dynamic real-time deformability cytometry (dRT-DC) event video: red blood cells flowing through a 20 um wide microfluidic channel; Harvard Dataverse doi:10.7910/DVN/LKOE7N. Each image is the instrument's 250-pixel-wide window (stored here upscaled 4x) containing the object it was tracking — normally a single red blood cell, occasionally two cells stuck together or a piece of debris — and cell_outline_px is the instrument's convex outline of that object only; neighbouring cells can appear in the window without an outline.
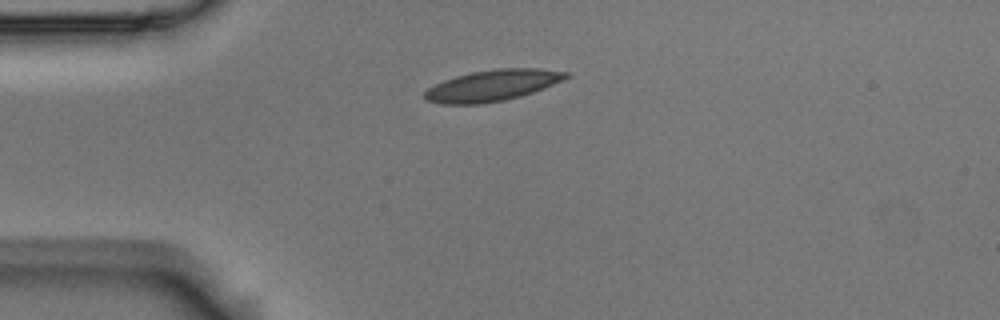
{"species": "Egyptian fruit bat (a non-hibernating species)", "species_latin": "Rousettus aegyptiacus", "temperature_condition": "room temperature", "stored_images_in_passage": 8, "camera_frame_rate_fps": 3000, "um_per_image_px": 0.085, "animal": {"sex": "male"}, "frame": {"image": 1, "passage_image": 1, "time_ms": 0.0, "image_size_px": [1000, 320], "cell_outline_px": [[572, 76], [532, 92], [520, 96], [504, 100], [480, 104], [440, 104], [424, 100], [424, 92], [428, 88], [444, 80], [456, 76], [472, 72], [500, 68], [536, 68], [568, 72]], "centroid_in_image_um": [41.83, 7.27], "position_along_channel_um": 43.2, "area_um2": 25.49}}
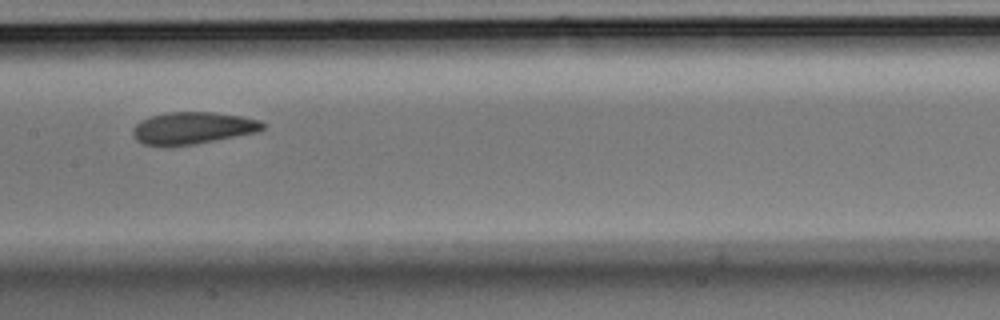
{"frame": {"image": 2, "passage_image": 5, "time_ms": 1.333, "image_size_px": [1000, 320], "cell_outline_px": [[264, 128], [260, 132], [196, 144], [172, 148], [160, 148], [144, 144], [136, 140], [132, 132], [132, 128], [140, 120], [148, 116], [164, 112], [212, 112], [240, 116], [260, 120], [264, 124]], "centroid_in_image_um": [16.32, 10.91], "position_along_channel_um": 191.1, "area_um2": 25.09}}
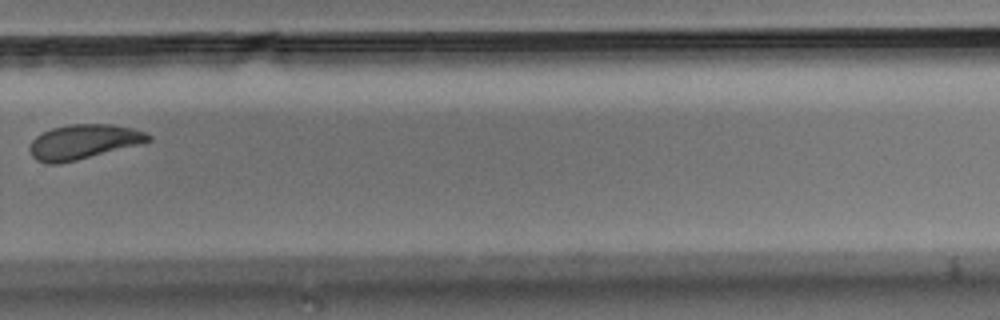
{"frame": {"image": 3, "passage_image": 8, "time_ms": 2.333, "image_size_px": [1000, 320], "cell_outline_px": [[152, 140], [140, 144], [60, 164], [44, 164], [36, 160], [28, 152], [28, 148], [32, 140], [36, 136], [52, 128], [68, 124], [112, 124], [132, 128], [144, 132], [152, 136]], "centroid_in_image_um": [7.05, 12.06], "position_along_channel_um": 322.7, "area_um2": 24.04}}